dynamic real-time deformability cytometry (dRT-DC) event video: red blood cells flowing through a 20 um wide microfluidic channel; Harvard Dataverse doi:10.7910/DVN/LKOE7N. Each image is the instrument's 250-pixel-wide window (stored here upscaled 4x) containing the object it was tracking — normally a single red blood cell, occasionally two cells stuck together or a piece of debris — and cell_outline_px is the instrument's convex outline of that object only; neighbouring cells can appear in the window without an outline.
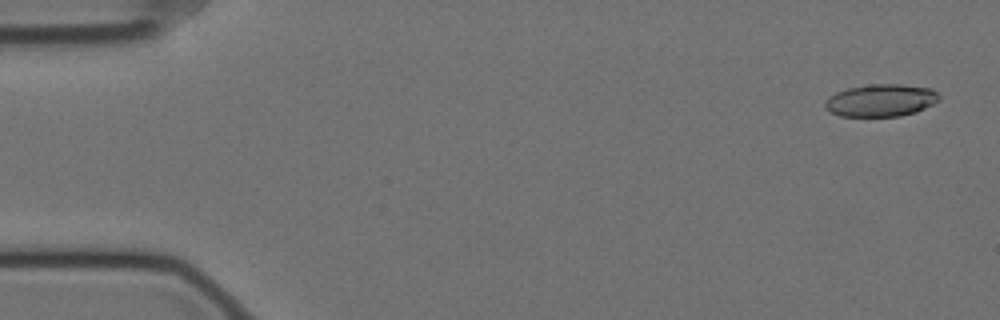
{"species": "Egyptian fruit bat (a non-hibernating species)", "species_latin": "Rousettus aegyptiacus", "temperature_condition": "cold", "stored_images_in_passage": 57, "camera_frame_rate_fps": 3000, "um_per_image_px": 0.085, "animal": {"sex": "female"}, "frame": {"image": 1, "passage_image": 2, "time_ms": 0.333, "image_size_px": [1000, 320], "cell_outline_px": [[940, 100], [916, 112], [900, 116], [840, 116], [824, 108], [824, 100], [828, 96], [836, 92], [848, 88], [872, 84], [900, 84], [932, 88], [940, 96]], "centroid_in_image_um": [74.86, 8.52], "position_along_channel_um": 10.1, "area_um2": 21.62}}
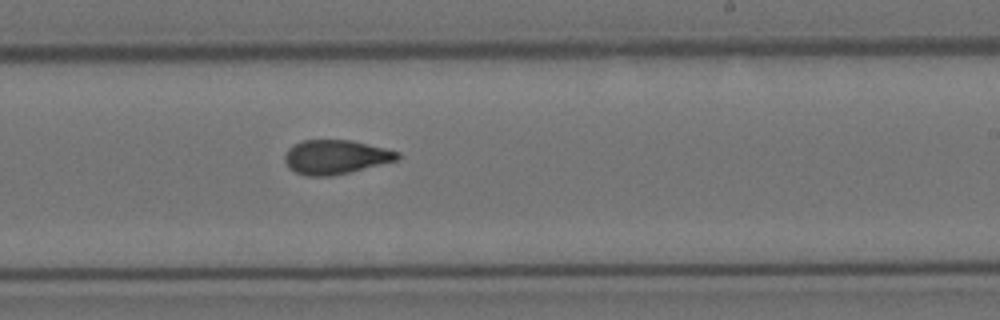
{"frame": {"image": 2, "passage_image": 34, "time_ms": 11.0, "image_size_px": [1000, 320], "cell_outline_px": [[400, 160], [332, 176], [308, 176], [296, 172], [288, 168], [284, 160], [284, 156], [288, 148], [292, 144], [304, 140], [348, 140], [384, 148], [400, 152]], "centroid_in_image_um": [28.51, 13.35], "position_along_channel_um": 260.5, "area_um2": 22.48}}
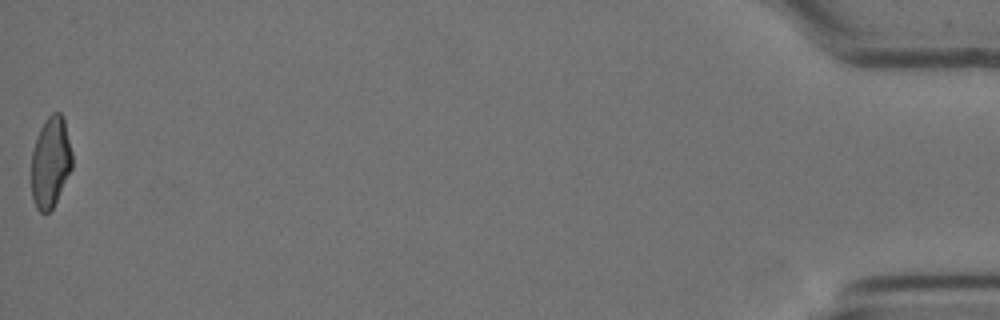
{"frame": {"image": 3, "passage_image": 57, "time_ms": 18.667, "image_size_px": [1000, 320], "cell_outline_px": [[72, 168], [52, 208], [48, 212], [40, 212], [36, 208], [32, 196], [32, 152], [40, 128], [44, 120], [52, 112], [60, 112], [64, 120], [72, 152]], "centroid_in_image_um": [4.3, 13.76], "position_along_channel_um": 430.9, "area_um2": 21.33}, "authors_computed_cell_mechanics": {"area_um2": 22.3686, "velocity_mm_per_s": 3.5116, "shape_relaxation_time_tau1_ms": 9.9968, "shape_relaxation_time_tau2_ms": 2.168, "deformation_change_tau1": 0.2175, "deformation_change_tau2": 0.0866}}